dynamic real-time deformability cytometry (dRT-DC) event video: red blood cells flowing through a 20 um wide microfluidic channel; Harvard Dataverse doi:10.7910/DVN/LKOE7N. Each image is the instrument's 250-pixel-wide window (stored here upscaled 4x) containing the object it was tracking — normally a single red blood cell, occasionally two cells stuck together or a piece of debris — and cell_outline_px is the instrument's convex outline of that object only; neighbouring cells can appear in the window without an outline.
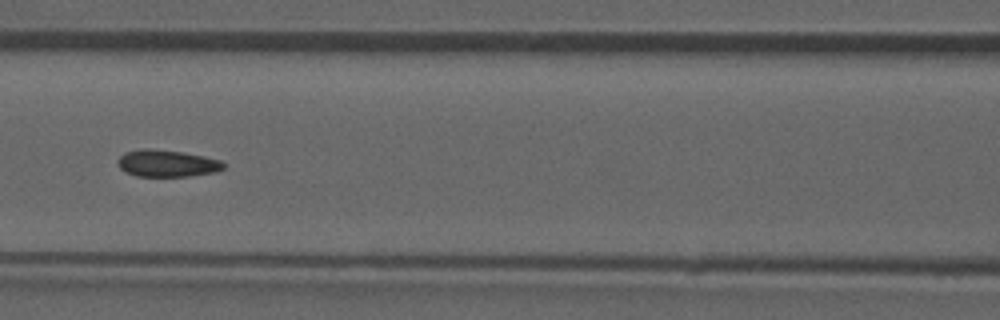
{"species": "common noctule bat (a hibernating species)", "species_latin": "Nyctalus noctula", "temperature_condition": "room temperature", "stored_images_in_passage": 52, "camera_frame_rate_fps": 3000, "um_per_image_px": 0.085, "animal": {"sex": "male", "forearm_length_mm": 52.5}, "frame": {"image": 1, "passage_image": 23, "time_ms": 7.333, "image_size_px": [1000, 320], "cell_outline_px": [[224, 168], [216, 172], [188, 176], [136, 176], [124, 172], [116, 164], [116, 160], [124, 152], [144, 148], [148, 148], [180, 152], [204, 156], [220, 160], [224, 164]], "centroid_in_image_um": [14.14, 13.89], "position_along_channel_um": 152.5, "area_um2": 16.65}, "authors_computed_cell_mechanics": {"area_um2": 16.7909, "velocity_mm_per_s": 3.9123, "shape_relaxation_time_tau1_ms": null, "shape_relaxation_time_tau2_ms": 2.2553, "deformation_change_tau1": null, "deformation_change_tau2": 0.071}}